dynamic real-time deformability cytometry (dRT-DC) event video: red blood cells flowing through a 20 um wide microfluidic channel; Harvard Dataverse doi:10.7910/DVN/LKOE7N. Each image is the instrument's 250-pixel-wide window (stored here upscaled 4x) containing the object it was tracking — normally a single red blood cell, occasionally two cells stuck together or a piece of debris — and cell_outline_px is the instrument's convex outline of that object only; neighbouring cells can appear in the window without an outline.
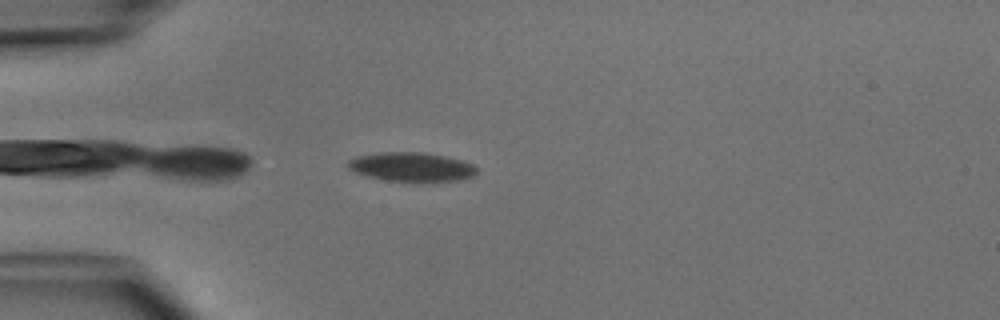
{"species": "common noctule bat (a hibernating species)", "species_latin": "Nyctalus noctula", "temperature_condition": "cold", "stored_images_in_passage": 3, "camera_frame_rate_fps": 3000, "um_per_image_px": 0.085, "animal": {"sex": "male", "body_mass_g": 15.6}, "frame": {"image": 1, "passage_image": 2, "time_ms": 1.333, "image_size_px": [1000, 320], "cell_outline_px": [[476, 172], [472, 176], [460, 180], [388, 180], [364, 176], [348, 168], [348, 160], [360, 156], [380, 152], [420, 152], [444, 156], [460, 160], [472, 164], [476, 168]], "centroid_in_image_um": [34.94, 14.17], "position_along_channel_um": 50.1, "area_um2": 21.15}}